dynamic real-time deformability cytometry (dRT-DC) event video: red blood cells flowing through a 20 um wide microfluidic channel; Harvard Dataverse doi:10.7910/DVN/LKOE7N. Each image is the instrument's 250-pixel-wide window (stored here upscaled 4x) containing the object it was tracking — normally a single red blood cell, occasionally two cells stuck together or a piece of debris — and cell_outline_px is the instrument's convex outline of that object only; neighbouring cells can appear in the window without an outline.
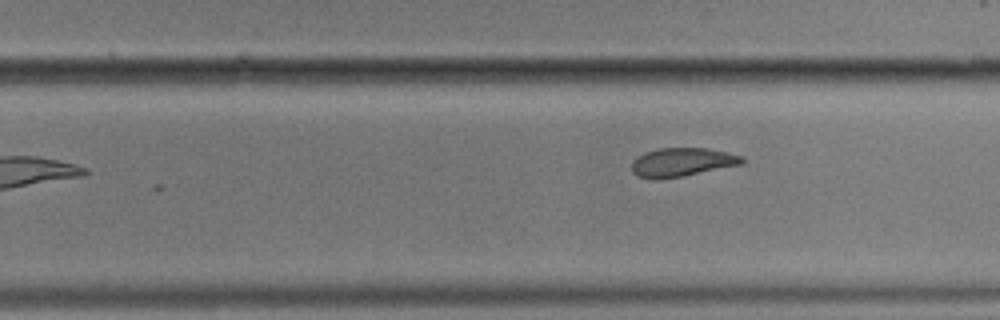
{"species": "common noctule bat (a hibernating species)", "species_latin": "Nyctalus noctula", "temperature_condition": "cold", "stored_images_in_passage": 12, "camera_frame_rate_fps": 3000, "um_per_image_px": 0.085, "animal": {"sex": "male", "body_mass_g": 17.9}, "frame": {"image": 1, "passage_image": 12, "time_ms": 14.0, "image_size_px": [1000, 320], "cell_outline_px": [[744, 160], [740, 164], [684, 176], [660, 180], [652, 180], [636, 176], [632, 172], [632, 160], [636, 156], [644, 152], [660, 148], [704, 148], [744, 156]], "centroid_in_image_um": [57.88, 13.8], "position_along_channel_um": 271.9, "area_um2": 18.55}}